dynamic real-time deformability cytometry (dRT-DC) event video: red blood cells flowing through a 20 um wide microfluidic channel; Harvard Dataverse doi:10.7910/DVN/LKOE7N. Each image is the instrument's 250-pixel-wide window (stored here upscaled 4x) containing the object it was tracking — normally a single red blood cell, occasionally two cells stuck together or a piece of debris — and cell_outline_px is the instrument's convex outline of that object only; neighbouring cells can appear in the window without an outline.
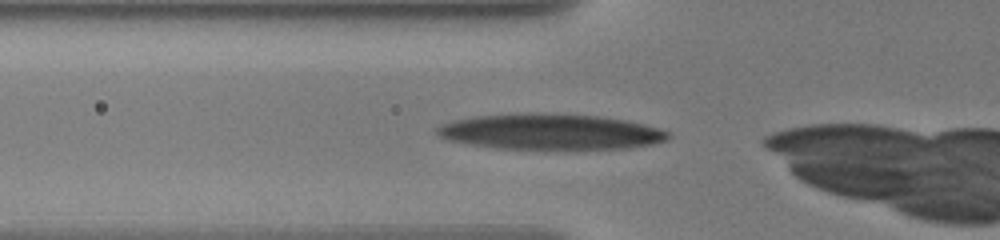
{"species": "human", "species_latin": "Homo sapiens", "temperature_condition": "warm", "stored_images_in_passage": 8, "camera_frame_rate_fps": 3000, "um_per_image_px": 0.085, "donor": {"sex": "male"}, "frame": {"image": 1, "passage_image": 2, "time_ms": 0.333, "image_size_px": [1000, 240], "cell_outline_px": [[672, 136], [668, 140], [652, 144], [628, 148], [496, 148], [444, 140], [436, 136], [436, 128], [440, 124], [452, 120], [472, 116], [528, 112], [544, 112], [600, 116], [628, 120], [660, 128], [668, 132]], "centroid_in_image_um": [46.74, 11.17], "position_along_channel_um": 79.1, "area_um2": 48.55}}
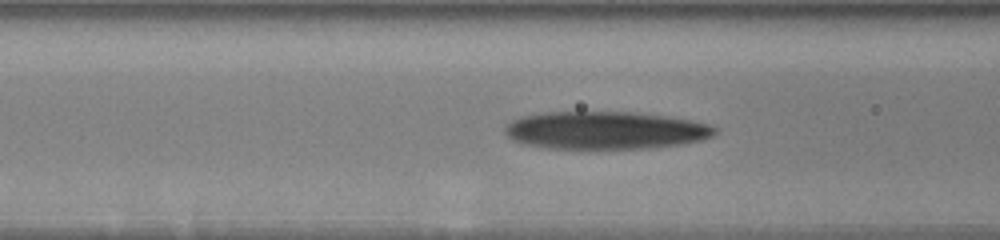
{"frame": {"image": 2, "passage_image": 5, "time_ms": 1.333, "image_size_px": [1000, 240], "cell_outline_px": [[716, 132], [712, 136], [700, 140], [680, 144], [648, 148], [548, 148], [524, 144], [512, 140], [504, 132], [504, 128], [512, 120], [520, 116], [540, 112], [636, 112], [692, 120], [708, 124], [716, 128]], "centroid_in_image_um": [51.41, 11.07], "position_along_channel_um": 115.2, "area_um2": 46.07}}